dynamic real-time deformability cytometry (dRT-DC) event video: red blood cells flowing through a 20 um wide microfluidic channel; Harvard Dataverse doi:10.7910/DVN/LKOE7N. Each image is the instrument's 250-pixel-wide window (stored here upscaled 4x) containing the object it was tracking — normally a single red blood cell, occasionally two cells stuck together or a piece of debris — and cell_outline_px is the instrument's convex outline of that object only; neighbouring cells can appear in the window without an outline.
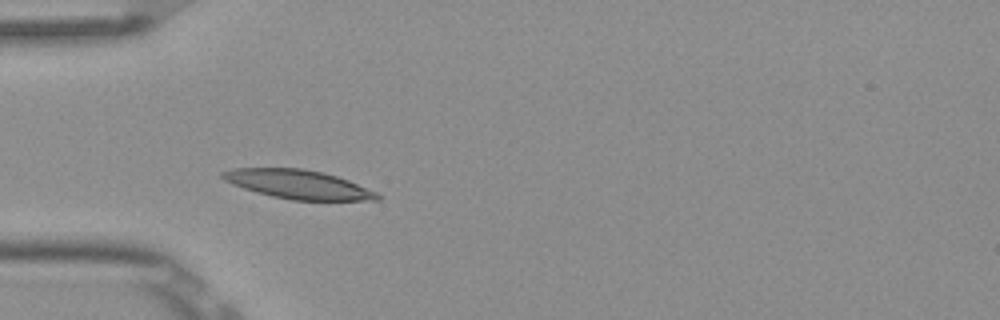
{"species": "Egyptian fruit bat (a non-hibernating species)", "species_latin": "Rousettus aegyptiacus", "temperature_condition": "room temperature", "stored_images_in_passage": 5, "camera_frame_rate_fps": 3000, "um_per_image_px": 0.085, "frame": {"image": 1, "passage_image": 4, "time_ms": 1.0, "image_size_px": [1000, 320], "cell_outline_px": [[380, 200], [292, 200], [272, 196], [256, 192], [232, 184], [224, 180], [220, 176], [220, 172], [232, 168], [300, 168], [320, 172], [336, 176], [348, 180], [376, 192], [380, 196]], "centroid_in_image_um": [25.3, 15.67], "position_along_channel_um": 59.7, "area_um2": 25.84}}
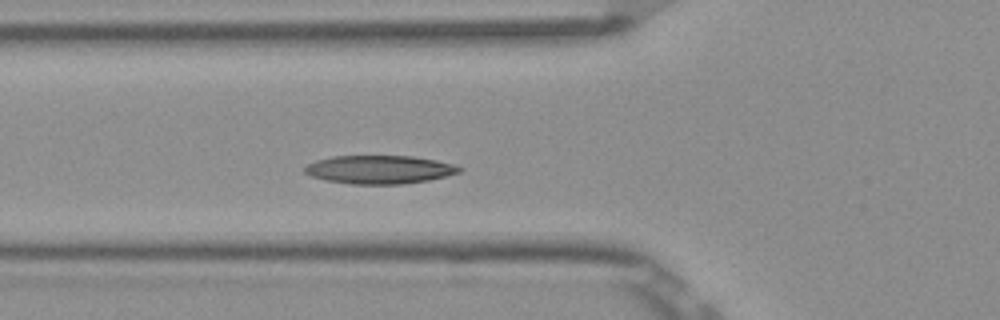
{"frame": {"image": 2, "passage_image": 5, "time_ms": 1.333, "image_size_px": [1000, 320], "cell_outline_px": [[464, 168], [460, 172], [428, 180], [404, 184], [348, 184], [324, 180], [312, 176], [304, 172], [304, 168], [308, 164], [316, 160], [332, 156], [412, 156], [436, 160], [452, 164]], "centroid_in_image_um": [32.23, 14.41], "position_along_channel_um": 93.6, "area_um2": 25.55}}